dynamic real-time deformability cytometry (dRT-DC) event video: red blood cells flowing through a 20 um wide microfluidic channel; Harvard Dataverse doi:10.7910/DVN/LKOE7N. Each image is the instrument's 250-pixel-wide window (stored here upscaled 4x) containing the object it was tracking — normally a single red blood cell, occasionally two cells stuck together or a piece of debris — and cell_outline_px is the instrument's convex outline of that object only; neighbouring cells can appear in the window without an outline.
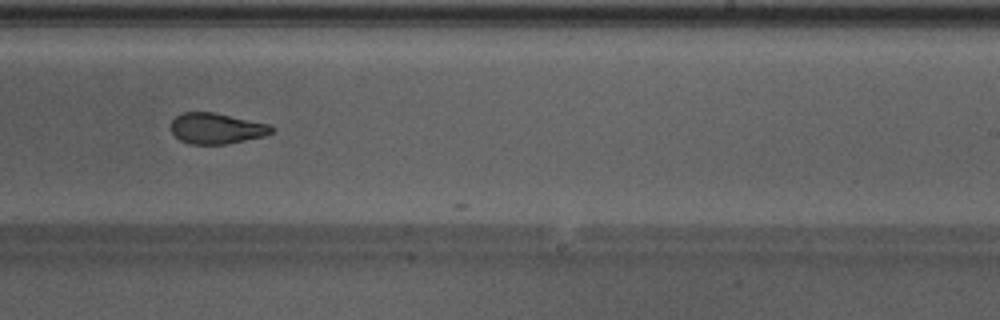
{"species": "Egyptian fruit bat (a non-hibernating species)", "species_latin": "Rousettus aegyptiacus", "temperature_condition": "warm", "stored_images_in_passage": 32, "camera_frame_rate_fps": 3000, "um_per_image_px": 0.085, "animal": {"sex": "male"}, "frame": {"image": 1, "passage_image": 31, "time_ms": 10.0, "image_size_px": [1000, 320], "cell_outline_px": [[276, 128], [272, 132], [264, 136], [228, 144], [188, 144], [180, 140], [172, 132], [172, 120], [176, 116], [184, 112], [216, 112], [268, 124]], "centroid_in_image_um": [18.42, 10.91], "position_along_channel_um": 270.6, "area_um2": 18.09}}